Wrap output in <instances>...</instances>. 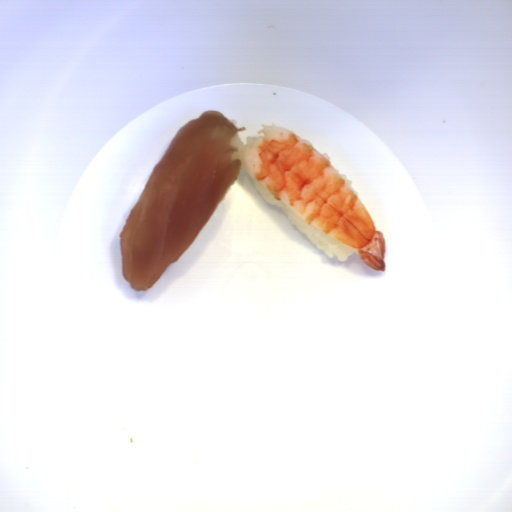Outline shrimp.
Listing matches in <instances>:
<instances>
[{"mask_svg":"<svg viewBox=\"0 0 512 512\" xmlns=\"http://www.w3.org/2000/svg\"><path fill=\"white\" fill-rule=\"evenodd\" d=\"M243 151L244 167L300 220L357 250L369 268L385 272V235L332 163L296 134L261 124Z\"/></svg>","mask_w":512,"mask_h":512,"instance_id":"shrimp-1","label":"shrimp"}]
</instances>
